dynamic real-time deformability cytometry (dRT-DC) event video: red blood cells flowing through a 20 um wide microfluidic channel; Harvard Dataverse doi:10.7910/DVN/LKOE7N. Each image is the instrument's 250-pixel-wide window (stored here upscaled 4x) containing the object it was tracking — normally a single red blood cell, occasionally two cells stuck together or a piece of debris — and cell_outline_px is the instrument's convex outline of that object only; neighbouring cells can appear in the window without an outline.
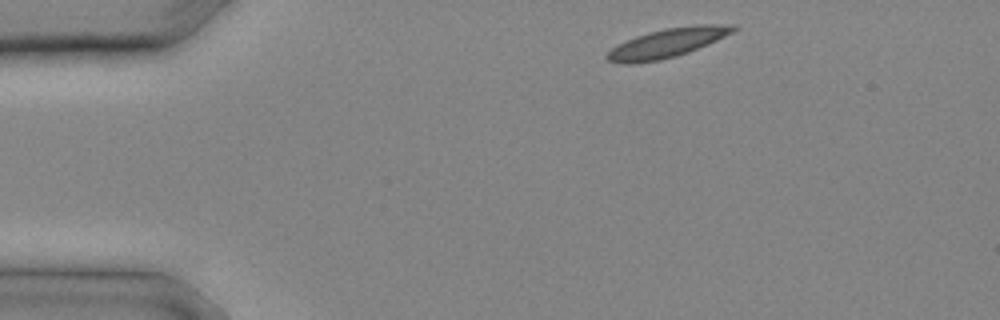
{"species": "common noctule bat (a hibernating species)", "species_latin": "Nyctalus noctula", "temperature_condition": "cold", "stored_images_in_passage": 6, "camera_frame_rate_fps": 3000, "um_per_image_px": 0.085, "animal": {"sex": "male", "body_mass_g": 20.4}, "frame": {"image": 1, "passage_image": 1, "time_ms": 0.0, "image_size_px": [1000, 320], "cell_outline_px": [[740, 28], [716, 40], [688, 52], [676, 56], [660, 60], [636, 64], [620, 64], [608, 60], [604, 56], [616, 44], [636, 36], [648, 32], [664, 28], [696, 24], [736, 24]], "centroid_in_image_um": [56.7, 3.64], "position_along_channel_um": 28.3, "area_um2": 21.56}}
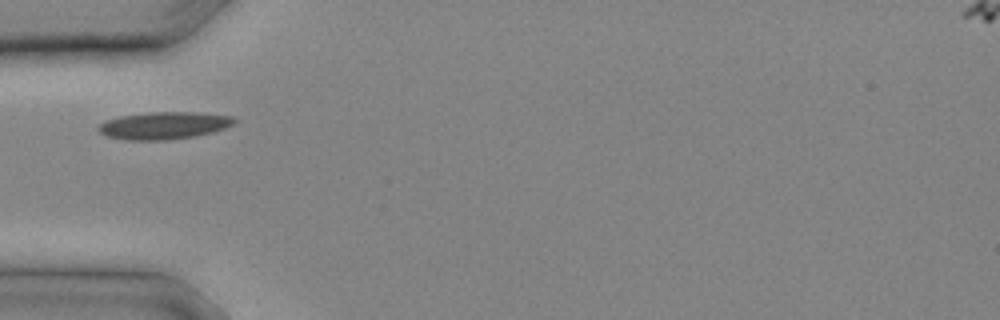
{"frame": {"image": 2, "passage_image": 5, "time_ms": 1.333, "image_size_px": [1000, 320], "cell_outline_px": [[236, 120], [232, 124], [224, 128], [212, 132], [196, 136], [168, 140], [124, 140], [108, 136], [100, 132], [96, 128], [104, 120], [120, 116], [148, 112], [196, 112], [232, 116]], "centroid_in_image_um": [13.9, 10.67], "position_along_channel_um": 71.1, "area_um2": 21.68}}